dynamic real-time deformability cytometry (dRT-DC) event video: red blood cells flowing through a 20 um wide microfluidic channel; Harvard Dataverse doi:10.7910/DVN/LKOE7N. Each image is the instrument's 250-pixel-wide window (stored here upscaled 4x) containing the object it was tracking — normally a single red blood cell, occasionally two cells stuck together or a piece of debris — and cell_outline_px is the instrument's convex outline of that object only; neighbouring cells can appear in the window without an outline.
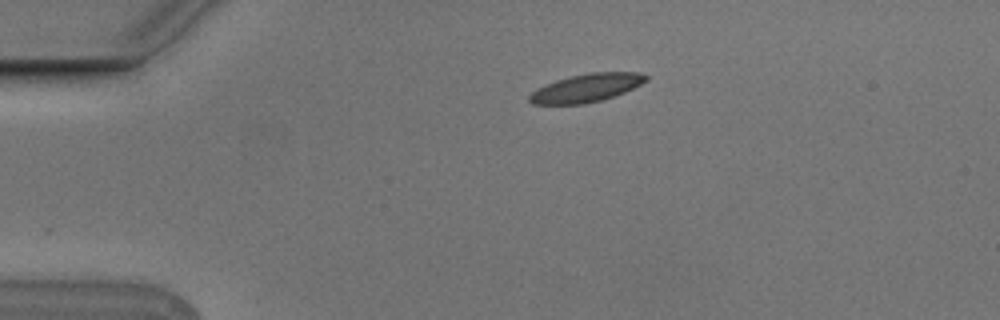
{"species": "Egyptian fruit bat (a non-hibernating species)", "species_latin": "Rousettus aegyptiacus", "temperature_condition": "cold", "stored_images_in_passage": 44, "camera_frame_rate_fps": 3000, "um_per_image_px": 0.085, "animal": {"sex": "male"}, "frame": {"image": 1, "passage_image": 1, "time_ms": 0.0, "image_size_px": [1000, 320], "cell_outline_px": [[648, 80], [624, 92], [600, 100], [584, 104], [532, 104], [528, 100], [528, 96], [536, 88], [544, 84], [556, 80], [588, 72], [640, 72], [648, 76]], "centroid_in_image_um": [49.81, 7.46], "position_along_channel_um": 35.2, "area_um2": 19.07}}
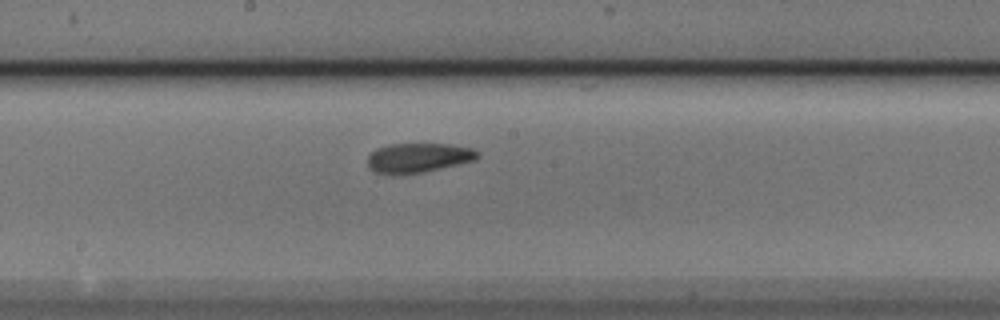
{"frame": {"image": 2, "passage_image": 19, "time_ms": 6.0, "image_size_px": [1000, 320], "cell_outline_px": [[480, 156], [476, 160], [424, 172], [392, 176], [376, 172], [368, 168], [368, 156], [376, 148], [388, 144], [448, 144], [472, 148], [480, 152]], "centroid_in_image_um": [35.54, 13.42], "position_along_channel_um": 212.7, "area_um2": 19.25}}
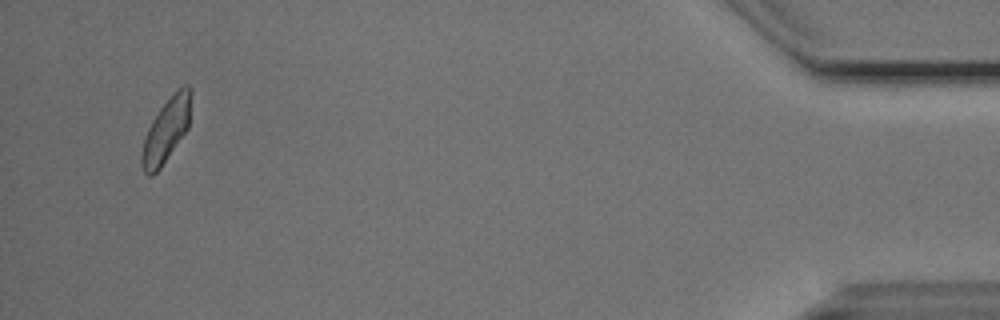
{"frame": {"image": 3, "passage_image": 42, "time_ms": 13.667, "image_size_px": [1000, 320], "cell_outline_px": [[192, 92], [188, 128], [160, 168], [152, 176], [148, 176], [144, 172], [140, 164], [140, 152], [148, 128], [152, 120], [160, 108], [184, 84], [188, 84], [192, 88]], "centroid_in_image_um": [14.12, 11.09], "position_along_channel_um": 421.1, "area_um2": 18.21}, "authors_computed_cell_mechanics": {"area_um2": 18.9584, "velocity_mm_per_s": 3.7265, "shape_relaxation_time_tau1_ms": 5.3408, "shape_relaxation_time_tau2_ms": 2.2924, "deformation_change_tau1": 0.1213, "deformation_change_tau2": 0.0874}}